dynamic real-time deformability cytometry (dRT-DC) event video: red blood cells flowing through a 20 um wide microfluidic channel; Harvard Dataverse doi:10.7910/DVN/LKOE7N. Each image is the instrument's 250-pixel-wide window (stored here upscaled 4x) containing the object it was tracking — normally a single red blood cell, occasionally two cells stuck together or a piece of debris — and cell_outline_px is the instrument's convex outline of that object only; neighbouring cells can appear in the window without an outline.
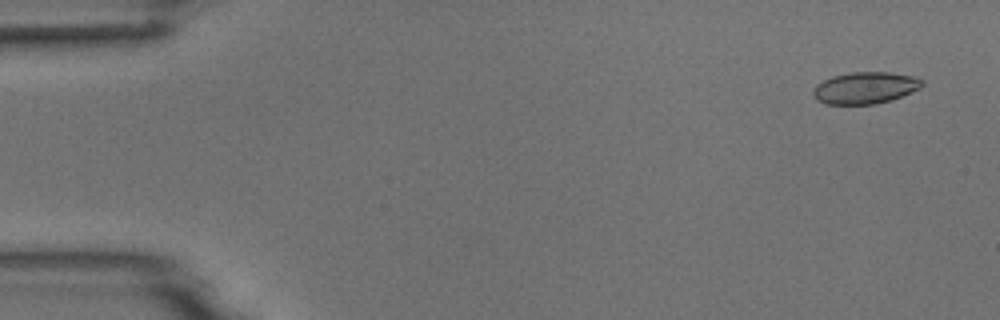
{"species": "common noctule bat (a hibernating species)", "species_latin": "Nyctalus noctula", "temperature_condition": "room temperature", "stored_images_in_passage": 4, "camera_frame_rate_fps": 3000, "um_per_image_px": 0.085, "animal": {"sex": "male", "body_mass_g": 18.8}, "frame": {"image": 1, "passage_image": 1, "time_ms": 0.0, "image_size_px": [1000, 320], "cell_outline_px": [[924, 84], [920, 88], [892, 100], [872, 104], [824, 104], [816, 100], [812, 96], [812, 92], [816, 84], [832, 76], [848, 72], [888, 72], [916, 76], [924, 80]], "centroid_in_image_um": [73.53, 7.46], "position_along_channel_um": 11.5, "area_um2": 20.4}}
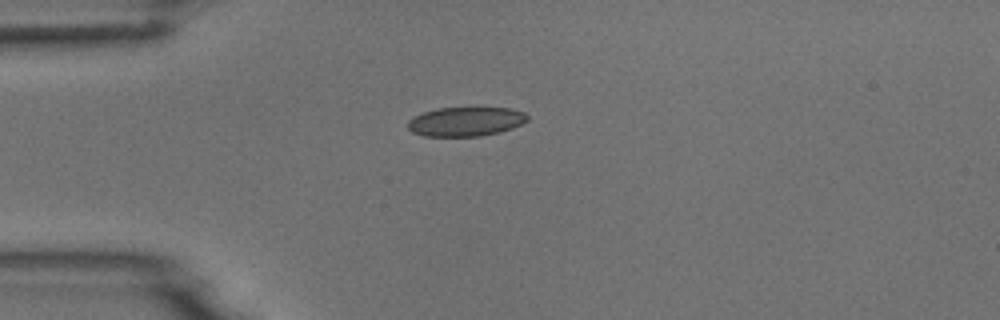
{"frame": {"image": 2, "passage_image": 4, "time_ms": 3.667, "image_size_px": [1000, 320], "cell_outline_px": [[528, 120], [512, 128], [500, 132], [480, 136], [424, 136], [412, 132], [408, 128], [408, 120], [424, 112], [440, 108], [508, 108], [524, 112], [528, 116]], "centroid_in_image_um": [39.59, 10.34], "position_along_channel_um": 45.4, "area_um2": 20.17}}